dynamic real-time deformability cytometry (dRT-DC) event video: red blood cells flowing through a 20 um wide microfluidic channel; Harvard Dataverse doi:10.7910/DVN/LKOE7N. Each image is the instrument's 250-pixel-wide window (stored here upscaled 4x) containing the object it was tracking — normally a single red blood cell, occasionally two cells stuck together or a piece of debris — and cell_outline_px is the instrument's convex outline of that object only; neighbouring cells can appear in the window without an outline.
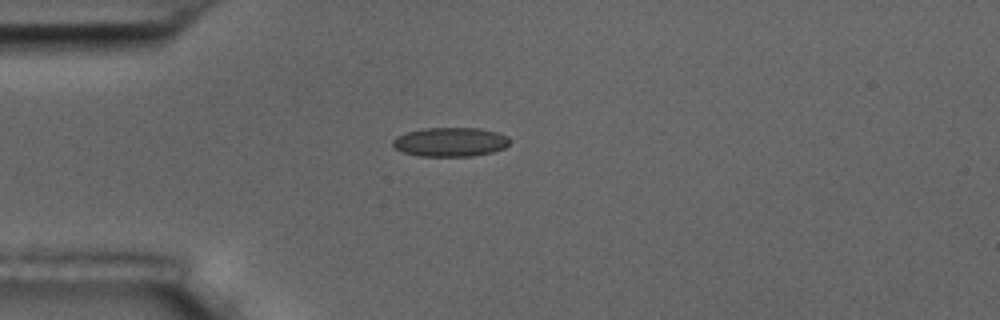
{"species": "common noctule bat (a hibernating species)", "species_latin": "Nyctalus noctula", "temperature_condition": "room temperature", "stored_images_in_passage": 1, "camera_frame_rate_fps": 3000, "um_per_image_px": 0.085, "animal": {"sex": "male", "body_mass_g": 17.5, "forearm_length_mm": 52.3}, "frame": {"image": 1, "passage_image": 1, "time_ms": 0.0, "image_size_px": [1000, 320], "cell_outline_px": [[508, 144], [504, 148], [492, 152], [472, 156], [420, 156], [404, 152], [396, 148], [392, 144], [392, 140], [396, 136], [408, 132], [424, 128], [480, 128], [496, 132], [508, 136]], "centroid_in_image_um": [38.27, 12.06], "position_along_channel_um": 46.7, "area_um2": 19.71}}